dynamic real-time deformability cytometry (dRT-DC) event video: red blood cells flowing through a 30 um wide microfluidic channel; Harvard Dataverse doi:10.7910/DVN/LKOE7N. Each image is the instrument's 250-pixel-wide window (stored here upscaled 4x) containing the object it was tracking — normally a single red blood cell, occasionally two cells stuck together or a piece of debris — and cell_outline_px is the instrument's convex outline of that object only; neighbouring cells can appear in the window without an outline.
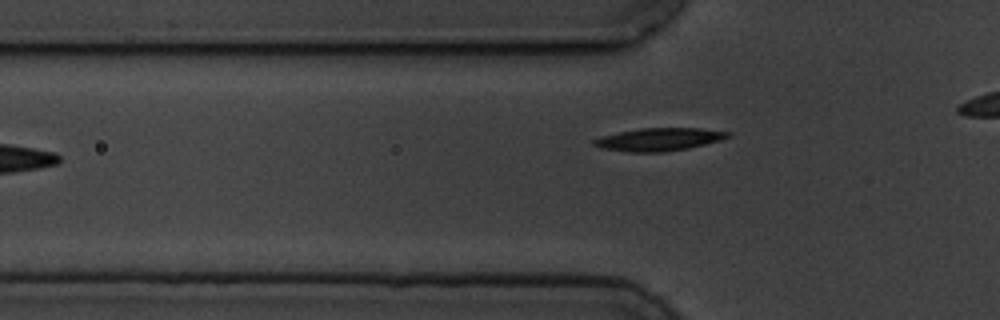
{"species": "common noctule bat (a hibernating species)", "species_latin": "Nyctalus noctula", "temperature_condition": "cold", "stored_images_in_passage": 7, "camera_frame_rate_fps": 3000, "um_per_image_px": 0.085, "animal": {"sex": "male", "body_mass_g": 19.5, "forearm_length_mm": 54.6}, "frame": {"image": 1, "passage_image": 7, "time_ms": 8.0, "image_size_px": [1000, 320], "cell_outline_px": [[732, 136], [720, 140], [688, 148], [664, 152], [628, 152], [600, 148], [592, 144], [592, 140], [600, 136], [640, 128], [700, 128], [732, 132]], "centroid_in_image_um": [56.01, 11.85], "position_along_channel_um": 69.8, "area_um2": 17.92}}